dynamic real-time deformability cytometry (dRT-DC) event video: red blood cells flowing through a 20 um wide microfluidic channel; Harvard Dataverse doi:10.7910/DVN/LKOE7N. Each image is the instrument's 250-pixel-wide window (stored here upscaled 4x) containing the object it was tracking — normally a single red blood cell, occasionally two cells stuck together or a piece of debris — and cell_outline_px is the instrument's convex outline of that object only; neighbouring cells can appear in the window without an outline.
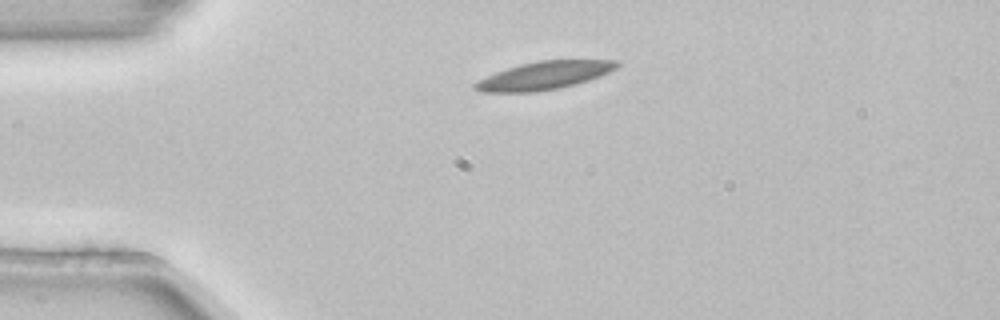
{"species": "common noctule bat (a hibernating species)", "species_latin": "Nyctalus noctula", "temperature_condition": "room temperature", "stored_images_in_passage": 5, "camera_frame_rate_fps": 3000, "um_per_image_px": 0.085, "animal": {"sex": "female", "body_mass_g": 22.7, "forearm_length_mm": 54.2}, "frame": {"image": 1, "passage_image": 5, "time_ms": 1.333, "image_size_px": [1000, 320], "cell_outline_px": [[620, 64], [616, 68], [608, 72], [588, 80], [556, 88], [536, 92], [480, 92], [472, 88], [472, 84], [496, 72], [520, 64], [540, 60], [620, 60]], "centroid_in_image_um": [46.23, 6.41], "position_along_channel_um": 38.8, "area_um2": 22.83}}